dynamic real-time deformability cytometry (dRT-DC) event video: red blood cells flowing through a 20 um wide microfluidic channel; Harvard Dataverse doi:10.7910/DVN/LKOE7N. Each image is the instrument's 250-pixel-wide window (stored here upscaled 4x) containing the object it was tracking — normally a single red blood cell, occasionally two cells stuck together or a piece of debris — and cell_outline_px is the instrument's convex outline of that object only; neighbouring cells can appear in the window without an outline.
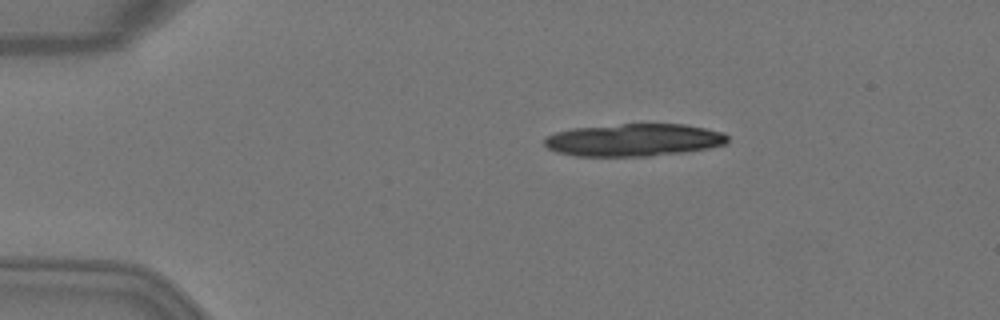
{"species": "Egyptian fruit bat (a non-hibernating species)", "species_latin": "Rousettus aegyptiacus", "temperature_condition": "warm", "stored_images_in_passage": 12, "camera_frame_rate_fps": 3000, "um_per_image_px": 0.085, "animal": {"sex": "female"}, "frame": {"image": 1, "passage_image": 2, "time_ms": 0.333, "image_size_px": [1000, 320], "cell_outline_px": [[728, 140], [724, 144], [708, 148], [684, 152], [648, 156], [576, 156], [556, 152], [548, 148], [544, 144], [544, 136], [556, 132], [572, 128], [620, 124], [684, 124], [724, 132], [728, 136]], "centroid_in_image_um": [53.84, 11.9], "position_along_channel_um": 31.2, "area_um2": 34.8}}